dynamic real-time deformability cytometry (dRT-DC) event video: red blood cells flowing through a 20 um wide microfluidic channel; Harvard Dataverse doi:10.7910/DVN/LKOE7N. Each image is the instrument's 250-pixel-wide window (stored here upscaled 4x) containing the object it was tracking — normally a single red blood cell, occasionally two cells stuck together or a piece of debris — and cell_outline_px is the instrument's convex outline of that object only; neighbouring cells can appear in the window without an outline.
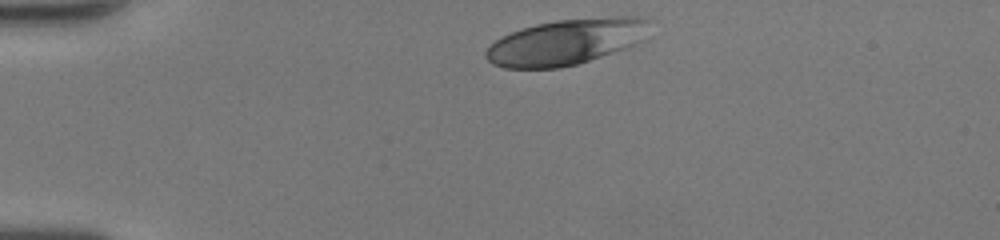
{"species": "human", "species_latin": "Homo sapiens", "temperature_condition": "room temperature", "stored_images_in_passage": 31, "camera_frame_rate_fps": 3000, "um_per_image_px": 0.085, "donor": {"sex": "female"}, "frame": {"image": 1, "passage_image": 1, "time_ms": 0.0, "image_size_px": [1000, 240], "cell_outline_px": [[652, 20], [640, 40], [636, 44], [628, 48], [576, 64], [560, 68], [504, 68], [492, 64], [484, 56], [484, 52], [496, 40], [512, 32], [536, 24], [556, 20], [612, 16], [636, 16]], "centroid_in_image_um": [48.13, 3.56], "position_along_channel_um": 36.9, "area_um2": 43.52}}
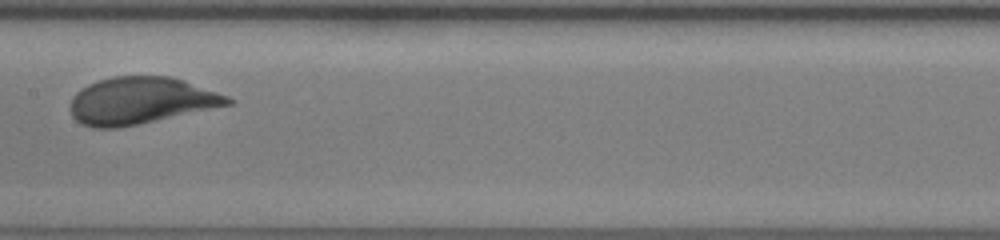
{"frame": {"image": 2, "passage_image": 16, "time_ms": 5.0, "image_size_px": [1000, 240], "cell_outline_px": [[236, 100], [232, 104], [120, 128], [92, 128], [80, 124], [72, 116], [72, 96], [80, 88], [88, 84], [112, 76], [172, 76], [184, 80], [228, 96]], "centroid_in_image_um": [11.96, 8.56], "position_along_channel_um": 195.4, "area_um2": 43.06}}
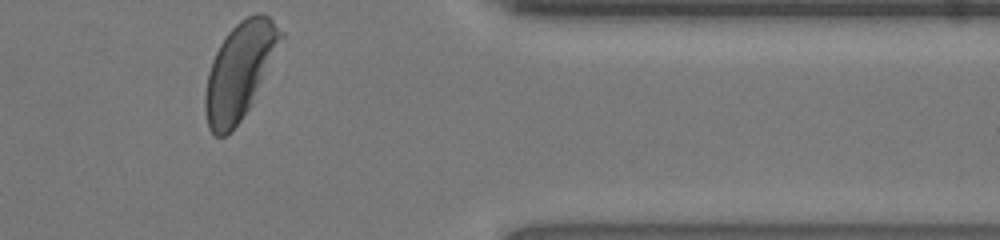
{"frame": {"image": 3, "passage_image": 31, "time_ms": 10.0, "image_size_px": [1000, 240], "cell_outline_px": [[284, 32], [248, 108], [240, 120], [224, 136], [216, 136], [208, 128], [204, 108], [204, 92], [208, 72], [212, 60], [220, 44], [228, 32], [240, 20], [256, 12], [264, 12]], "centroid_in_image_um": [20.3, 6.0], "position_along_channel_um": 391.1, "area_um2": 41.04}, "authors_computed_cell_mechanics": {"area_um2": 43.1766, "velocity_mm_per_s": 4.2132, "shape_relaxation_time_tau1_ms": 2.1687, "shape_relaxation_time_tau2_ms": null, "deformation_change_tau1": 0.1227, "deformation_change_tau2": null}}